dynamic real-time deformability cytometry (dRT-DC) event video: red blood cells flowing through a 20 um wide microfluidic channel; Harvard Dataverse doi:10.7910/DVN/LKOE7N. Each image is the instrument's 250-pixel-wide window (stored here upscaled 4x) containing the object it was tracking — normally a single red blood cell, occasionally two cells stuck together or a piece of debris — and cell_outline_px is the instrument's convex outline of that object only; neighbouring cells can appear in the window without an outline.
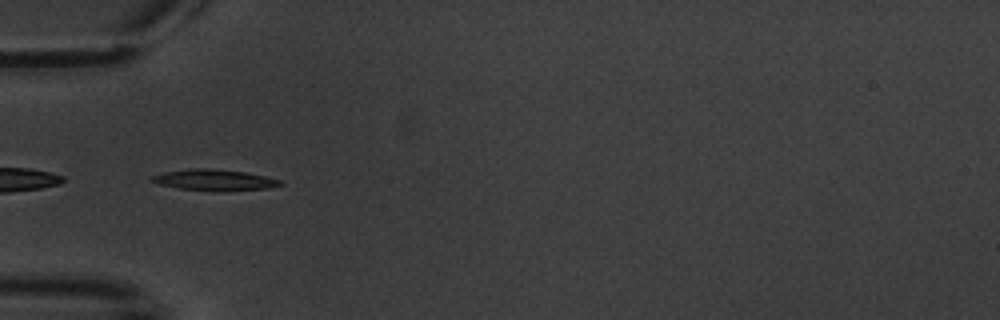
{"species": "common noctule bat (a hibernating species)", "species_latin": "Nyctalus noctula", "temperature_condition": "warm", "stored_images_in_passage": 3, "camera_frame_rate_fps": 3000, "um_per_image_px": 0.085, "animal": {"sex": "male", "body_mass_g": 20.1, "forearm_length_mm": 53.5}, "frame": {"image": 1, "passage_image": 2, "time_ms": 2.0, "image_size_px": [1000, 320], "cell_outline_px": [[284, 184], [268, 188], [224, 192], [220, 192], [180, 188], [160, 184], [148, 180], [148, 176], [164, 172], [188, 168], [212, 168], [244, 172], [264, 176], [280, 180]], "centroid_in_image_um": [18.18, 15.3], "position_along_channel_um": 66.8, "area_um2": 16.01}}